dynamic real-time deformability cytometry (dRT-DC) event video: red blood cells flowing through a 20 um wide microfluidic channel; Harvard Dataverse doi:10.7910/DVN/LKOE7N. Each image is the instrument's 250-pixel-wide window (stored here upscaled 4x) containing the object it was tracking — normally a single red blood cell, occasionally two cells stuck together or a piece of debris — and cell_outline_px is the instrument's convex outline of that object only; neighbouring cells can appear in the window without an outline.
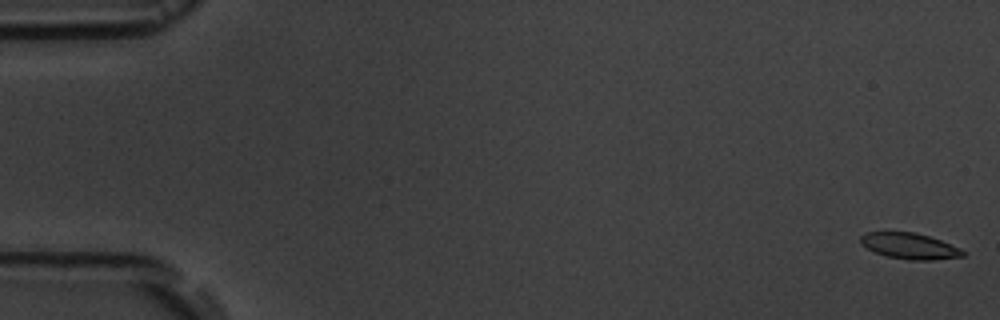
{"species": "common noctule bat (a hibernating species)", "species_latin": "Nyctalus noctula", "temperature_condition": "room temperature", "stored_images_in_passage": 7, "segment_of_instrument_passage": [1, 2], "camera_frame_rate_fps": 3000, "um_per_image_px": 0.085, "animal": {"sex": "male", "body_mass_g": 19.5, "forearm_length_mm": 54.6}, "frame": {"image": 1, "passage_image": 1, "time_ms": 0.0, "image_size_px": [1000, 320], "cell_outline_px": [[964, 256], [932, 260], [908, 260], [888, 256], [876, 252], [860, 244], [860, 236], [868, 232], [912, 232], [928, 236], [940, 240], [960, 248], [964, 252]], "centroid_in_image_um": [77.31, 20.91], "position_along_channel_um": 7.7, "area_um2": 15.26}}
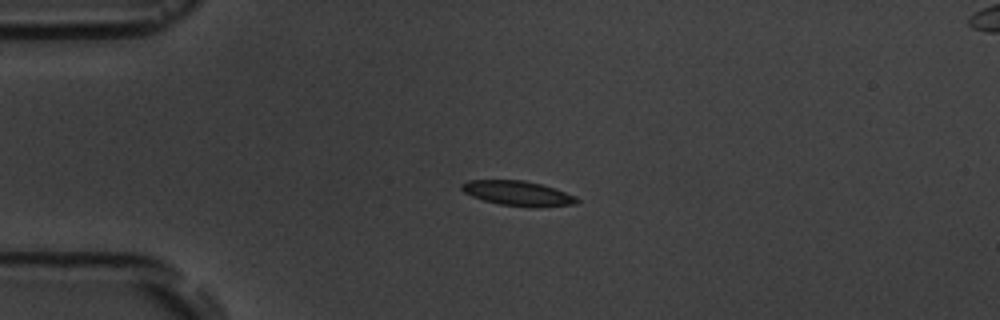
{"frame": {"image": 2, "passage_image": 5, "time_ms": 4.333, "image_size_px": [1000, 320], "cell_outline_px": [[580, 200], [576, 204], [540, 208], [536, 208], [500, 204], [484, 200], [472, 196], [464, 192], [460, 188], [460, 184], [468, 180], [524, 180], [540, 184], [576, 196]], "centroid_in_image_um": [44.02, 16.44], "position_along_channel_um": 41.0, "area_um2": 16.7}}